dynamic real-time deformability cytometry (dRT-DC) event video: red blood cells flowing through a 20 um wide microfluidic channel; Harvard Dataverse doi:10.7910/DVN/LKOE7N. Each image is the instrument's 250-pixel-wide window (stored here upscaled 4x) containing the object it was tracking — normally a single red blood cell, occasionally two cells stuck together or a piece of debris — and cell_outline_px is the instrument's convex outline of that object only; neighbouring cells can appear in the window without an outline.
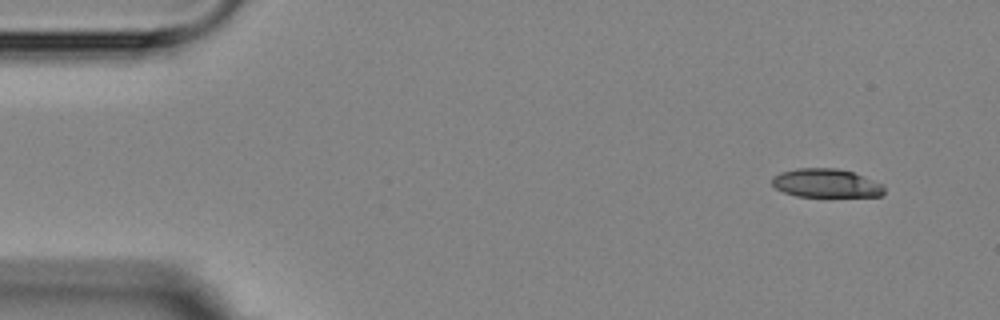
{"species": "Egyptian fruit bat (a non-hibernating species)", "species_latin": "Rousettus aegyptiacus", "temperature_condition": "room temperature", "stored_images_in_passage": 4, "camera_frame_rate_fps": 3000, "um_per_image_px": 0.085, "animal": {"sex": "female"}, "frame": {"image": 1, "passage_image": 1, "time_ms": 0.0, "image_size_px": [1000, 320], "cell_outline_px": [[884, 192], [880, 196], [796, 196], [784, 192], [776, 188], [772, 184], [772, 176], [780, 172], [796, 168], [836, 168], [852, 172], [884, 184]], "centroid_in_image_um": [70.2, 15.56], "position_along_channel_um": 14.8, "area_um2": 18.67}}